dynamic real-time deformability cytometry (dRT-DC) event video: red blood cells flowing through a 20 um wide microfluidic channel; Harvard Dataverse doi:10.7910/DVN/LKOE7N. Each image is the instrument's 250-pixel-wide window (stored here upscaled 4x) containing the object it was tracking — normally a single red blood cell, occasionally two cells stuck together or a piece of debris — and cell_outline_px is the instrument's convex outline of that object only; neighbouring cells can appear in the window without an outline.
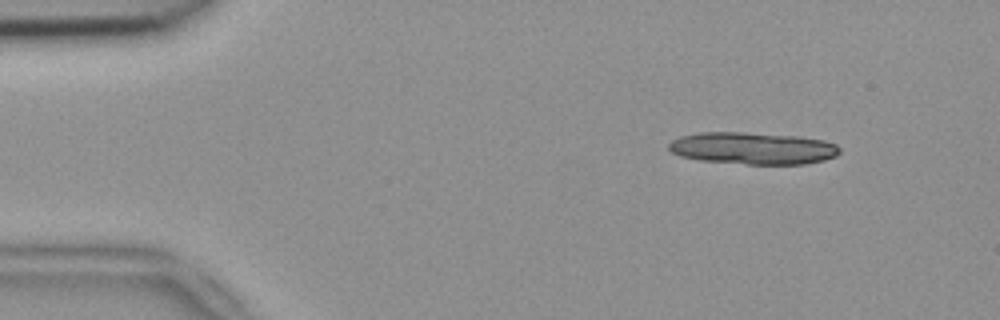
{"species": "common noctule bat (a hibernating species)", "species_latin": "Nyctalus noctula", "temperature_condition": "room temperature", "stored_images_in_passage": 28, "camera_frame_rate_fps": 3000, "um_per_image_px": 0.085, "animal": {"sex": "female", "body_mass_g": 18.4}, "frame": {"image": 1, "passage_image": 5, "time_ms": 1.333, "image_size_px": [1000, 320], "cell_outline_px": [[840, 152], [836, 156], [824, 160], [804, 164], [748, 164], [700, 160], [680, 156], [672, 152], [668, 148], [668, 144], [672, 140], [680, 136], [700, 132], [744, 132], [796, 136], [824, 140], [836, 144], [840, 148]], "centroid_in_image_um": [63.99, 12.6], "position_along_channel_um": 21.0, "area_um2": 31.96}}
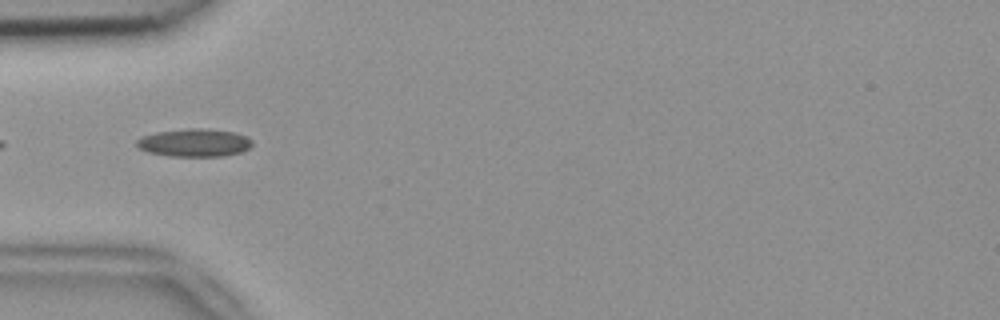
{"frame": {"image": 2, "passage_image": 16, "time_ms": 5.0, "image_size_px": [1000, 320], "cell_outline_px": [[252, 144], [248, 148], [240, 152], [224, 156], [168, 156], [148, 152], [140, 148], [136, 144], [136, 140], [144, 136], [156, 132], [188, 128], [208, 128], [236, 132], [248, 136], [252, 140]], "centroid_in_image_um": [16.55, 12.12], "position_along_channel_um": 68.4, "area_um2": 18.9}}